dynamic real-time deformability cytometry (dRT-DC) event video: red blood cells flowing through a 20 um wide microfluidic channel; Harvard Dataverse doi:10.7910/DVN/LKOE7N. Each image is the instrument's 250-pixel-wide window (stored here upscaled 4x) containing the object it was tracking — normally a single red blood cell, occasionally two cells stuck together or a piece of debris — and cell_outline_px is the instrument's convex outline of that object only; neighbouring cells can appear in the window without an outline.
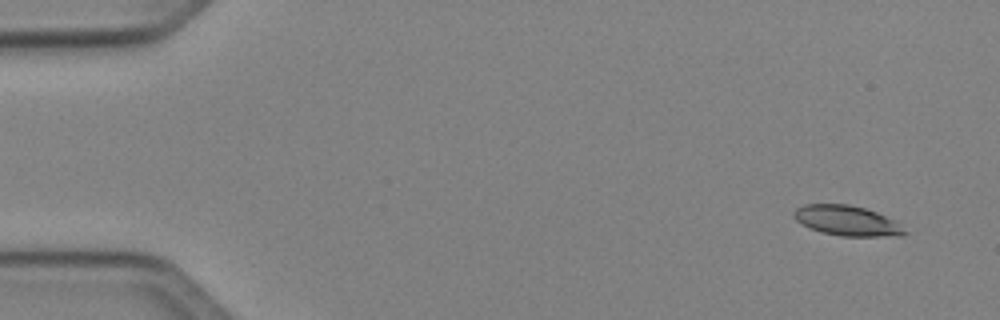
{"species": "Egyptian fruit bat (a non-hibernating species)", "species_latin": "Rousettus aegyptiacus", "temperature_condition": "cold", "stored_images_in_passage": 48, "camera_frame_rate_fps": 3000, "um_per_image_px": 0.085, "animal": {"sex": "female"}, "frame": {"image": 1, "passage_image": 1, "time_ms": 0.0, "image_size_px": [1000, 320], "cell_outline_px": [[908, 232], [904, 236], [840, 236], [820, 232], [808, 228], [796, 220], [792, 216], [792, 212], [796, 208], [804, 204], [848, 204], [864, 208], [876, 212], [892, 220]], "centroid_in_image_um": [71.93, 18.76], "position_along_channel_um": 13.1, "area_um2": 19.42}}
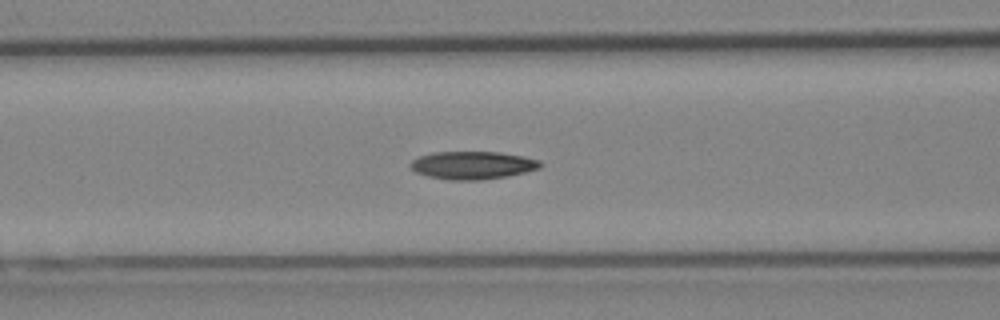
{"frame": {"image": 2, "passage_image": 19, "time_ms": 6.0, "image_size_px": [1000, 320], "cell_outline_px": [[544, 164], [540, 168], [508, 176], [480, 180], [448, 180], [428, 176], [416, 172], [408, 164], [412, 160], [420, 156], [436, 152], [500, 152], [524, 156], [540, 160]], "centroid_in_image_um": [40.2, 14.04], "position_along_channel_um": 126.4, "area_um2": 21.15}}
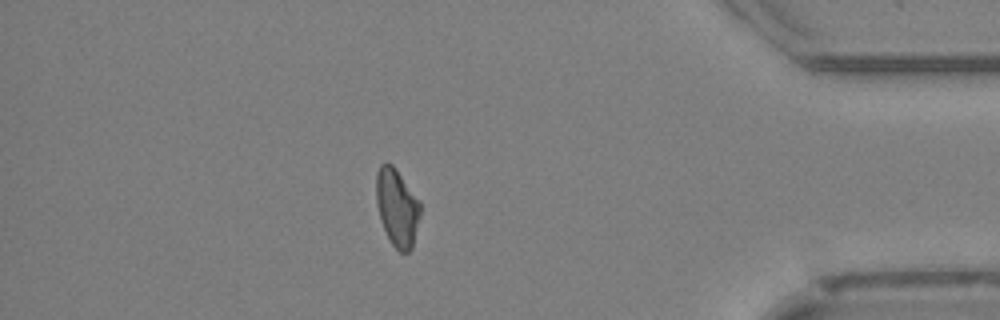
{"frame": {"image": 3, "passage_image": 42, "time_ms": 13.667, "image_size_px": [1000, 320], "cell_outline_px": [[420, 212], [412, 248], [408, 252], [400, 252], [392, 244], [380, 220], [376, 200], [376, 172], [380, 164], [392, 164], [396, 168], [420, 200]], "centroid_in_image_um": [33.74, 17.61], "position_along_channel_um": 401.5, "area_um2": 19.83}, "authors_computed_cell_mechanics": {"area_um2": 20.0566, "velocity_mm_per_s": 4.0697, "shape_relaxation_time_tau1_ms": null, "shape_relaxation_time_tau2_ms": 9.3097, "deformation_change_tau1": null, "deformation_change_tau2": 0.1787}}